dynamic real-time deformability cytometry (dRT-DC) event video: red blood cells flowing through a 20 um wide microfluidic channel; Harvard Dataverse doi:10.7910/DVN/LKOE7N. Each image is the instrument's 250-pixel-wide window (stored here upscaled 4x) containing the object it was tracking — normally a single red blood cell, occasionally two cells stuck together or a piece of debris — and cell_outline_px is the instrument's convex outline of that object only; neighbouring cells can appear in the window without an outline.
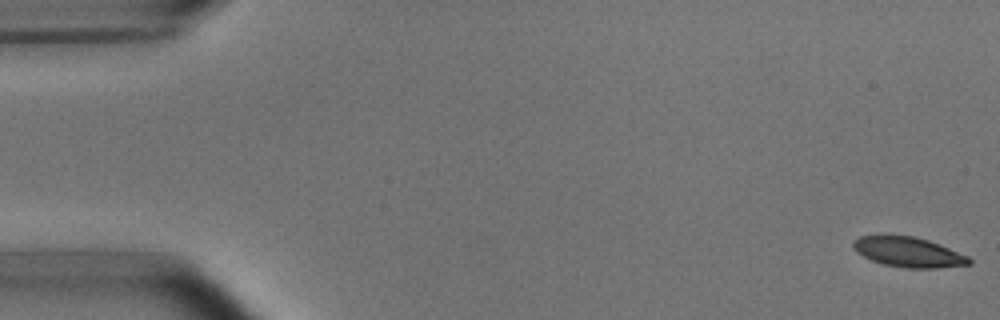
{"species": "common noctule bat (a hibernating species)", "species_latin": "Nyctalus noctula", "temperature_condition": "room temperature", "stored_images_in_passage": 4, "camera_frame_rate_fps": 3000, "um_per_image_px": 0.085, "animal": {"sex": "male", "body_mass_g": 15.6}, "frame": {"image": 1, "passage_image": 1, "time_ms": 0.0, "image_size_px": [1000, 320], "cell_outline_px": [[972, 264], [936, 268], [904, 268], [884, 264], [872, 260], [856, 252], [852, 248], [852, 244], [860, 236], [880, 232], [884, 232], [912, 236], [928, 240], [940, 244], [968, 256], [972, 260]], "centroid_in_image_um": [77.16, 21.38], "position_along_channel_um": 7.8, "area_um2": 20.87}}
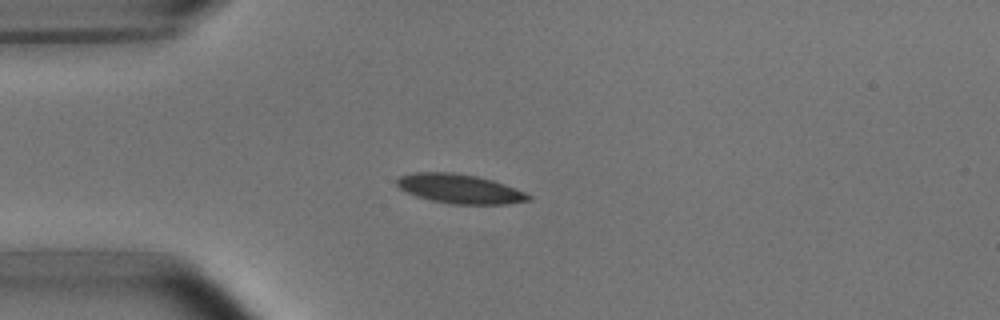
{"frame": {"image": 2, "passage_image": 4, "time_ms": 4.333, "image_size_px": [1000, 320], "cell_outline_px": [[532, 200], [508, 204], [452, 204], [432, 200], [416, 196], [400, 188], [396, 184], [396, 180], [400, 176], [412, 172], [452, 172], [476, 176], [492, 180], [516, 188], [532, 196]], "centroid_in_image_um": [39.09, 16.05], "position_along_channel_um": 45.9, "area_um2": 22.43}}